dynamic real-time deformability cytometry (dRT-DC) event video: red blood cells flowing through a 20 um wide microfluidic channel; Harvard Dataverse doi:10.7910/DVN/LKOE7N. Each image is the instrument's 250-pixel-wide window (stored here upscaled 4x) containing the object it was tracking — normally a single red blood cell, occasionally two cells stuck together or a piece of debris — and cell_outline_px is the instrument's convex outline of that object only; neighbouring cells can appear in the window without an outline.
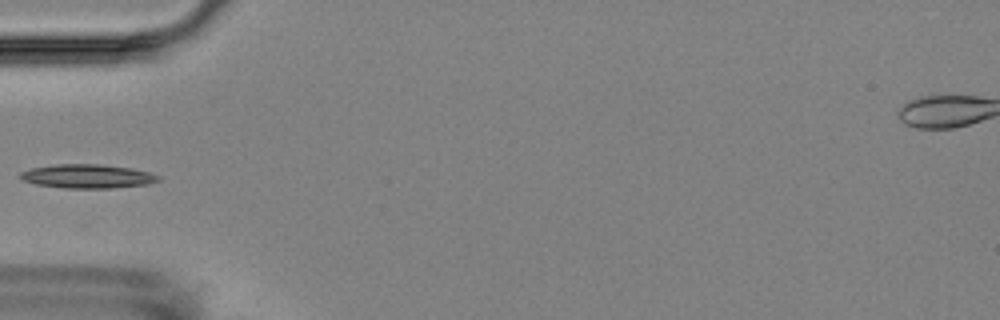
{"species": "Egyptian fruit bat (a non-hibernating species)", "species_latin": "Rousettus aegyptiacus", "temperature_condition": "room temperature", "stored_images_in_passage": 4, "camera_frame_rate_fps": 3000, "um_per_image_px": 0.085, "animal": {"sex": "female"}, "frame": {"image": 1, "passage_image": 4, "time_ms": 4.333, "image_size_px": [1000, 320], "cell_outline_px": [[160, 180], [148, 184], [112, 188], [64, 188], [36, 184], [20, 180], [20, 172], [32, 168], [56, 164], [100, 164], [132, 168], [148, 172], [160, 176]], "centroid_in_image_um": [7.43, 14.98], "position_along_channel_um": 77.6, "area_um2": 19.25}}